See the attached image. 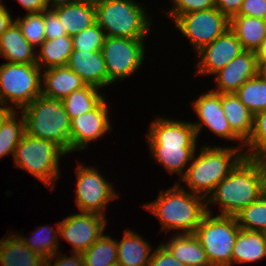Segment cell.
I'll return each mask as SVG.
<instances>
[{
	"label": "cell",
	"instance_id": "1",
	"mask_svg": "<svg viewBox=\"0 0 266 266\" xmlns=\"http://www.w3.org/2000/svg\"><path fill=\"white\" fill-rule=\"evenodd\" d=\"M206 203H220L221 214L234 216L266 192V159L244 157L214 188Z\"/></svg>",
	"mask_w": 266,
	"mask_h": 266
},
{
	"label": "cell",
	"instance_id": "2",
	"mask_svg": "<svg viewBox=\"0 0 266 266\" xmlns=\"http://www.w3.org/2000/svg\"><path fill=\"white\" fill-rule=\"evenodd\" d=\"M152 155L170 173H181L194 160L197 135L192 122L159 118L147 134Z\"/></svg>",
	"mask_w": 266,
	"mask_h": 266
},
{
	"label": "cell",
	"instance_id": "3",
	"mask_svg": "<svg viewBox=\"0 0 266 266\" xmlns=\"http://www.w3.org/2000/svg\"><path fill=\"white\" fill-rule=\"evenodd\" d=\"M203 198L202 195L186 192L176 183L166 192L161 191L154 202L144 207L158 217L162 230L181 229L185 231H182L183 234H194L209 209Z\"/></svg>",
	"mask_w": 266,
	"mask_h": 266
},
{
	"label": "cell",
	"instance_id": "4",
	"mask_svg": "<svg viewBox=\"0 0 266 266\" xmlns=\"http://www.w3.org/2000/svg\"><path fill=\"white\" fill-rule=\"evenodd\" d=\"M21 110L27 135L51 140L66 153L70 152V118L61 99L41 94Z\"/></svg>",
	"mask_w": 266,
	"mask_h": 266
},
{
	"label": "cell",
	"instance_id": "5",
	"mask_svg": "<svg viewBox=\"0 0 266 266\" xmlns=\"http://www.w3.org/2000/svg\"><path fill=\"white\" fill-rule=\"evenodd\" d=\"M238 150L231 147H202L199 157L196 156L181 179L192 193L207 198V194L212 193L215 186L245 157Z\"/></svg>",
	"mask_w": 266,
	"mask_h": 266
},
{
	"label": "cell",
	"instance_id": "6",
	"mask_svg": "<svg viewBox=\"0 0 266 266\" xmlns=\"http://www.w3.org/2000/svg\"><path fill=\"white\" fill-rule=\"evenodd\" d=\"M96 23L105 36L145 39L150 28L144 9L132 0H95Z\"/></svg>",
	"mask_w": 266,
	"mask_h": 266
},
{
	"label": "cell",
	"instance_id": "7",
	"mask_svg": "<svg viewBox=\"0 0 266 266\" xmlns=\"http://www.w3.org/2000/svg\"><path fill=\"white\" fill-rule=\"evenodd\" d=\"M211 215L207 209L194 235L206 252L211 266H231L232 250L240 227L234 216Z\"/></svg>",
	"mask_w": 266,
	"mask_h": 266
},
{
	"label": "cell",
	"instance_id": "8",
	"mask_svg": "<svg viewBox=\"0 0 266 266\" xmlns=\"http://www.w3.org/2000/svg\"><path fill=\"white\" fill-rule=\"evenodd\" d=\"M63 154L66 152L55 142L34 138L25 133L13 157L16 166L33 174L49 186L59 177L58 163Z\"/></svg>",
	"mask_w": 266,
	"mask_h": 266
},
{
	"label": "cell",
	"instance_id": "9",
	"mask_svg": "<svg viewBox=\"0 0 266 266\" xmlns=\"http://www.w3.org/2000/svg\"><path fill=\"white\" fill-rule=\"evenodd\" d=\"M41 69L37 64L4 63L0 66V105L8 100L22 109L41 95Z\"/></svg>",
	"mask_w": 266,
	"mask_h": 266
},
{
	"label": "cell",
	"instance_id": "10",
	"mask_svg": "<svg viewBox=\"0 0 266 266\" xmlns=\"http://www.w3.org/2000/svg\"><path fill=\"white\" fill-rule=\"evenodd\" d=\"M144 39L106 36L101 52L106 63L109 85L137 71L144 59Z\"/></svg>",
	"mask_w": 266,
	"mask_h": 266
},
{
	"label": "cell",
	"instance_id": "11",
	"mask_svg": "<svg viewBox=\"0 0 266 266\" xmlns=\"http://www.w3.org/2000/svg\"><path fill=\"white\" fill-rule=\"evenodd\" d=\"M174 22L194 45L196 52L223 35L230 27V19L216 7L182 14Z\"/></svg>",
	"mask_w": 266,
	"mask_h": 266
},
{
	"label": "cell",
	"instance_id": "12",
	"mask_svg": "<svg viewBox=\"0 0 266 266\" xmlns=\"http://www.w3.org/2000/svg\"><path fill=\"white\" fill-rule=\"evenodd\" d=\"M77 172L76 202L81 212L103 215L107 203L118 197L109 182L98 172L81 164Z\"/></svg>",
	"mask_w": 266,
	"mask_h": 266
},
{
	"label": "cell",
	"instance_id": "13",
	"mask_svg": "<svg viewBox=\"0 0 266 266\" xmlns=\"http://www.w3.org/2000/svg\"><path fill=\"white\" fill-rule=\"evenodd\" d=\"M70 215L59 222V234L71 243L73 253L82 254L103 235L105 215L88 212Z\"/></svg>",
	"mask_w": 266,
	"mask_h": 266
},
{
	"label": "cell",
	"instance_id": "14",
	"mask_svg": "<svg viewBox=\"0 0 266 266\" xmlns=\"http://www.w3.org/2000/svg\"><path fill=\"white\" fill-rule=\"evenodd\" d=\"M194 110L200 119L199 123H192L195 128L196 135L202 126L208 127L210 131L221 138L228 140L243 141L230 127L229 122L225 118L224 110L222 108V93L211 91L203 94L199 99L193 102Z\"/></svg>",
	"mask_w": 266,
	"mask_h": 266
},
{
	"label": "cell",
	"instance_id": "15",
	"mask_svg": "<svg viewBox=\"0 0 266 266\" xmlns=\"http://www.w3.org/2000/svg\"><path fill=\"white\" fill-rule=\"evenodd\" d=\"M108 106L103 99L93 110L70 120V152L84 149L88 142L103 136L111 125L108 119Z\"/></svg>",
	"mask_w": 266,
	"mask_h": 266
},
{
	"label": "cell",
	"instance_id": "16",
	"mask_svg": "<svg viewBox=\"0 0 266 266\" xmlns=\"http://www.w3.org/2000/svg\"><path fill=\"white\" fill-rule=\"evenodd\" d=\"M245 51L237 36L228 29L198 53L201 61L196 74H213L223 69L232 59Z\"/></svg>",
	"mask_w": 266,
	"mask_h": 266
},
{
	"label": "cell",
	"instance_id": "17",
	"mask_svg": "<svg viewBox=\"0 0 266 266\" xmlns=\"http://www.w3.org/2000/svg\"><path fill=\"white\" fill-rule=\"evenodd\" d=\"M215 74L218 89L214 92L235 93L247 80L259 74L256 53L243 51Z\"/></svg>",
	"mask_w": 266,
	"mask_h": 266
},
{
	"label": "cell",
	"instance_id": "18",
	"mask_svg": "<svg viewBox=\"0 0 266 266\" xmlns=\"http://www.w3.org/2000/svg\"><path fill=\"white\" fill-rule=\"evenodd\" d=\"M67 66L77 73L86 85L98 89L109 85L106 63L101 50L88 52L73 49Z\"/></svg>",
	"mask_w": 266,
	"mask_h": 266
},
{
	"label": "cell",
	"instance_id": "19",
	"mask_svg": "<svg viewBox=\"0 0 266 266\" xmlns=\"http://www.w3.org/2000/svg\"><path fill=\"white\" fill-rule=\"evenodd\" d=\"M51 9L57 14L69 36L78 34L96 23L95 0H76Z\"/></svg>",
	"mask_w": 266,
	"mask_h": 266
},
{
	"label": "cell",
	"instance_id": "20",
	"mask_svg": "<svg viewBox=\"0 0 266 266\" xmlns=\"http://www.w3.org/2000/svg\"><path fill=\"white\" fill-rule=\"evenodd\" d=\"M43 75L42 81L46 87L41 89V94L49 98L62 100L73 91L86 85L81 77L68 66L45 69Z\"/></svg>",
	"mask_w": 266,
	"mask_h": 266
},
{
	"label": "cell",
	"instance_id": "21",
	"mask_svg": "<svg viewBox=\"0 0 266 266\" xmlns=\"http://www.w3.org/2000/svg\"><path fill=\"white\" fill-rule=\"evenodd\" d=\"M34 52L15 21L0 37V55L9 60L8 63L36 64Z\"/></svg>",
	"mask_w": 266,
	"mask_h": 266
},
{
	"label": "cell",
	"instance_id": "22",
	"mask_svg": "<svg viewBox=\"0 0 266 266\" xmlns=\"http://www.w3.org/2000/svg\"><path fill=\"white\" fill-rule=\"evenodd\" d=\"M163 244L170 253L186 266H211L207 254L194 234L182 232Z\"/></svg>",
	"mask_w": 266,
	"mask_h": 266
},
{
	"label": "cell",
	"instance_id": "23",
	"mask_svg": "<svg viewBox=\"0 0 266 266\" xmlns=\"http://www.w3.org/2000/svg\"><path fill=\"white\" fill-rule=\"evenodd\" d=\"M45 258L32 251L16 235L0 240V264L2 266H44Z\"/></svg>",
	"mask_w": 266,
	"mask_h": 266
},
{
	"label": "cell",
	"instance_id": "24",
	"mask_svg": "<svg viewBox=\"0 0 266 266\" xmlns=\"http://www.w3.org/2000/svg\"><path fill=\"white\" fill-rule=\"evenodd\" d=\"M266 257V233L240 229L231 257L236 263L256 262Z\"/></svg>",
	"mask_w": 266,
	"mask_h": 266
},
{
	"label": "cell",
	"instance_id": "25",
	"mask_svg": "<svg viewBox=\"0 0 266 266\" xmlns=\"http://www.w3.org/2000/svg\"><path fill=\"white\" fill-rule=\"evenodd\" d=\"M229 29L247 51L255 52L266 39V20L261 18L234 15Z\"/></svg>",
	"mask_w": 266,
	"mask_h": 266
},
{
	"label": "cell",
	"instance_id": "26",
	"mask_svg": "<svg viewBox=\"0 0 266 266\" xmlns=\"http://www.w3.org/2000/svg\"><path fill=\"white\" fill-rule=\"evenodd\" d=\"M222 108L231 129L243 140L244 145L252 134L254 115L235 93H222Z\"/></svg>",
	"mask_w": 266,
	"mask_h": 266
},
{
	"label": "cell",
	"instance_id": "27",
	"mask_svg": "<svg viewBox=\"0 0 266 266\" xmlns=\"http://www.w3.org/2000/svg\"><path fill=\"white\" fill-rule=\"evenodd\" d=\"M117 243V264L120 266H149L151 247L132 231H125Z\"/></svg>",
	"mask_w": 266,
	"mask_h": 266
},
{
	"label": "cell",
	"instance_id": "28",
	"mask_svg": "<svg viewBox=\"0 0 266 266\" xmlns=\"http://www.w3.org/2000/svg\"><path fill=\"white\" fill-rule=\"evenodd\" d=\"M73 51L72 36L64 35L54 39H46L40 45L39 54L36 55V64L44 69L56 66H67L71 52Z\"/></svg>",
	"mask_w": 266,
	"mask_h": 266
},
{
	"label": "cell",
	"instance_id": "29",
	"mask_svg": "<svg viewBox=\"0 0 266 266\" xmlns=\"http://www.w3.org/2000/svg\"><path fill=\"white\" fill-rule=\"evenodd\" d=\"M97 90V87L85 85L62 99L70 120L83 113L90 112L104 99Z\"/></svg>",
	"mask_w": 266,
	"mask_h": 266
},
{
	"label": "cell",
	"instance_id": "30",
	"mask_svg": "<svg viewBox=\"0 0 266 266\" xmlns=\"http://www.w3.org/2000/svg\"><path fill=\"white\" fill-rule=\"evenodd\" d=\"M16 109L11 110L0 123V158L14 151L25 134V121L23 115L17 121Z\"/></svg>",
	"mask_w": 266,
	"mask_h": 266
},
{
	"label": "cell",
	"instance_id": "31",
	"mask_svg": "<svg viewBox=\"0 0 266 266\" xmlns=\"http://www.w3.org/2000/svg\"><path fill=\"white\" fill-rule=\"evenodd\" d=\"M85 266H114L117 264V243L104 234L82 253Z\"/></svg>",
	"mask_w": 266,
	"mask_h": 266
},
{
	"label": "cell",
	"instance_id": "32",
	"mask_svg": "<svg viewBox=\"0 0 266 266\" xmlns=\"http://www.w3.org/2000/svg\"><path fill=\"white\" fill-rule=\"evenodd\" d=\"M235 94L253 115L266 109V80L260 74L247 80Z\"/></svg>",
	"mask_w": 266,
	"mask_h": 266
},
{
	"label": "cell",
	"instance_id": "33",
	"mask_svg": "<svg viewBox=\"0 0 266 266\" xmlns=\"http://www.w3.org/2000/svg\"><path fill=\"white\" fill-rule=\"evenodd\" d=\"M234 217L240 229L266 233V192Z\"/></svg>",
	"mask_w": 266,
	"mask_h": 266
},
{
	"label": "cell",
	"instance_id": "34",
	"mask_svg": "<svg viewBox=\"0 0 266 266\" xmlns=\"http://www.w3.org/2000/svg\"><path fill=\"white\" fill-rule=\"evenodd\" d=\"M58 234L59 223H57V230L55 232L52 227L50 228L49 226H42L38 229V231L34 232V235L31 239L20 235L18 237L32 251L39 253L43 258L46 259L52 255H57V250L59 248L58 243L56 242L58 241Z\"/></svg>",
	"mask_w": 266,
	"mask_h": 266
},
{
	"label": "cell",
	"instance_id": "35",
	"mask_svg": "<svg viewBox=\"0 0 266 266\" xmlns=\"http://www.w3.org/2000/svg\"><path fill=\"white\" fill-rule=\"evenodd\" d=\"M244 145L251 149L245 157L266 159V109L254 115L252 134Z\"/></svg>",
	"mask_w": 266,
	"mask_h": 266
},
{
	"label": "cell",
	"instance_id": "36",
	"mask_svg": "<svg viewBox=\"0 0 266 266\" xmlns=\"http://www.w3.org/2000/svg\"><path fill=\"white\" fill-rule=\"evenodd\" d=\"M15 22L20 27L23 36L33 47L41 45L46 40L43 11L27 13L23 19L18 17Z\"/></svg>",
	"mask_w": 266,
	"mask_h": 266
},
{
	"label": "cell",
	"instance_id": "37",
	"mask_svg": "<svg viewBox=\"0 0 266 266\" xmlns=\"http://www.w3.org/2000/svg\"><path fill=\"white\" fill-rule=\"evenodd\" d=\"M104 30L95 23L82 32L72 36L73 49L81 51H99L105 39Z\"/></svg>",
	"mask_w": 266,
	"mask_h": 266
},
{
	"label": "cell",
	"instance_id": "38",
	"mask_svg": "<svg viewBox=\"0 0 266 266\" xmlns=\"http://www.w3.org/2000/svg\"><path fill=\"white\" fill-rule=\"evenodd\" d=\"M174 7L168 12L175 20L178 16L216 7V0H173Z\"/></svg>",
	"mask_w": 266,
	"mask_h": 266
},
{
	"label": "cell",
	"instance_id": "39",
	"mask_svg": "<svg viewBox=\"0 0 266 266\" xmlns=\"http://www.w3.org/2000/svg\"><path fill=\"white\" fill-rule=\"evenodd\" d=\"M44 21H45V37L46 39H54L67 35L64 27L57 14L50 8L43 11Z\"/></svg>",
	"mask_w": 266,
	"mask_h": 266
},
{
	"label": "cell",
	"instance_id": "40",
	"mask_svg": "<svg viewBox=\"0 0 266 266\" xmlns=\"http://www.w3.org/2000/svg\"><path fill=\"white\" fill-rule=\"evenodd\" d=\"M149 266H186L177 260L170 251L163 245L150 255Z\"/></svg>",
	"mask_w": 266,
	"mask_h": 266
},
{
	"label": "cell",
	"instance_id": "41",
	"mask_svg": "<svg viewBox=\"0 0 266 266\" xmlns=\"http://www.w3.org/2000/svg\"><path fill=\"white\" fill-rule=\"evenodd\" d=\"M237 15L266 20V0H243Z\"/></svg>",
	"mask_w": 266,
	"mask_h": 266
},
{
	"label": "cell",
	"instance_id": "42",
	"mask_svg": "<svg viewBox=\"0 0 266 266\" xmlns=\"http://www.w3.org/2000/svg\"><path fill=\"white\" fill-rule=\"evenodd\" d=\"M56 258V255H52L45 259L44 266H85L84 259L81 253H73L71 257L59 256L55 263L52 262ZM52 260V261H51Z\"/></svg>",
	"mask_w": 266,
	"mask_h": 266
},
{
	"label": "cell",
	"instance_id": "43",
	"mask_svg": "<svg viewBox=\"0 0 266 266\" xmlns=\"http://www.w3.org/2000/svg\"><path fill=\"white\" fill-rule=\"evenodd\" d=\"M243 0H216V8L229 19L237 15Z\"/></svg>",
	"mask_w": 266,
	"mask_h": 266
},
{
	"label": "cell",
	"instance_id": "44",
	"mask_svg": "<svg viewBox=\"0 0 266 266\" xmlns=\"http://www.w3.org/2000/svg\"><path fill=\"white\" fill-rule=\"evenodd\" d=\"M28 13H38L48 9L47 0H17Z\"/></svg>",
	"mask_w": 266,
	"mask_h": 266
},
{
	"label": "cell",
	"instance_id": "45",
	"mask_svg": "<svg viewBox=\"0 0 266 266\" xmlns=\"http://www.w3.org/2000/svg\"><path fill=\"white\" fill-rule=\"evenodd\" d=\"M13 22L8 9L5 6L0 7V37Z\"/></svg>",
	"mask_w": 266,
	"mask_h": 266
},
{
	"label": "cell",
	"instance_id": "46",
	"mask_svg": "<svg viewBox=\"0 0 266 266\" xmlns=\"http://www.w3.org/2000/svg\"><path fill=\"white\" fill-rule=\"evenodd\" d=\"M257 62H266V39L260 45V47L255 51Z\"/></svg>",
	"mask_w": 266,
	"mask_h": 266
},
{
	"label": "cell",
	"instance_id": "47",
	"mask_svg": "<svg viewBox=\"0 0 266 266\" xmlns=\"http://www.w3.org/2000/svg\"><path fill=\"white\" fill-rule=\"evenodd\" d=\"M76 0H47V6L49 7L50 3L52 5V8H55L57 6H60V5H65V4H68V3H72V2H75Z\"/></svg>",
	"mask_w": 266,
	"mask_h": 266
},
{
	"label": "cell",
	"instance_id": "48",
	"mask_svg": "<svg viewBox=\"0 0 266 266\" xmlns=\"http://www.w3.org/2000/svg\"><path fill=\"white\" fill-rule=\"evenodd\" d=\"M11 110H14V107H5V106H2L0 107V123L1 121L3 120V118L11 111Z\"/></svg>",
	"mask_w": 266,
	"mask_h": 266
},
{
	"label": "cell",
	"instance_id": "49",
	"mask_svg": "<svg viewBox=\"0 0 266 266\" xmlns=\"http://www.w3.org/2000/svg\"><path fill=\"white\" fill-rule=\"evenodd\" d=\"M259 74L266 80V62H258Z\"/></svg>",
	"mask_w": 266,
	"mask_h": 266
}]
</instances>
